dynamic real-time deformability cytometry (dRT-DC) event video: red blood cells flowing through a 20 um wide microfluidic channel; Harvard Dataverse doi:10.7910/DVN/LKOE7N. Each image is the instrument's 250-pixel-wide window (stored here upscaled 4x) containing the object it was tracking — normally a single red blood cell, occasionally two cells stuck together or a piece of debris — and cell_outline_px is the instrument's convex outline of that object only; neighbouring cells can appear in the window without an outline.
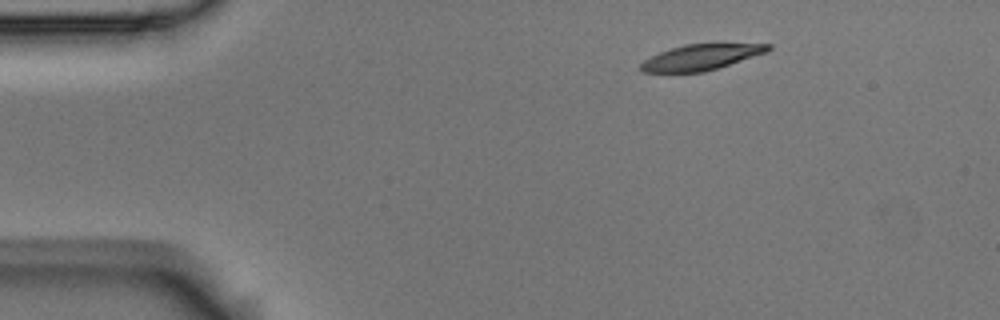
{"species": "Egyptian fruit bat (a non-hibernating species)", "species_latin": "Rousettus aegyptiacus", "temperature_condition": "room temperature", "stored_images_in_passage": 3, "camera_frame_rate_fps": 3000, "um_per_image_px": 0.085, "animal": {"sex": "male"}, "frame": {"image": 1, "passage_image": 1, "time_ms": 0.0, "image_size_px": [1000, 320], "cell_outline_px": [[772, 48], [768, 52], [704, 72], [640, 72], [640, 64], [644, 60], [660, 52], [684, 44], [772, 44]], "centroid_in_image_um": [59.59, 4.86], "position_along_channel_um": 25.4, "area_um2": 18.84}}